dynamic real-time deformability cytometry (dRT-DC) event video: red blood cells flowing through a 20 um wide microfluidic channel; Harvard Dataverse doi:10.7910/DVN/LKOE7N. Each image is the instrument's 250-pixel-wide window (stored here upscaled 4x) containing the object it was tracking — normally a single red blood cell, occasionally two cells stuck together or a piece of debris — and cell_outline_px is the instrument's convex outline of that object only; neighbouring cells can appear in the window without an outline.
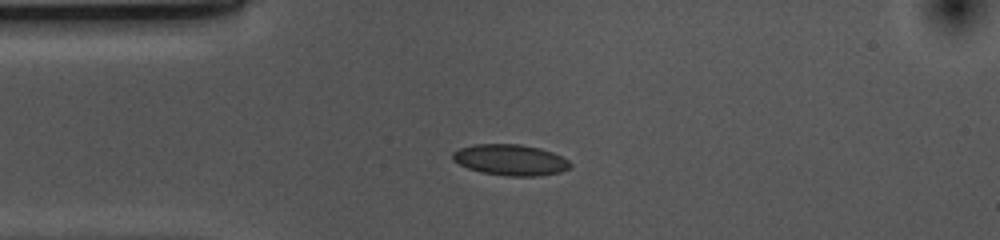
{"species": "common noctule bat (a hibernating species)", "species_latin": "Nyctalus noctula", "temperature_condition": "cold", "stored_images_in_passage": 42, "camera_frame_rate_fps": 3000, "um_per_image_px": 0.085, "animal": {"sex": "female", "body_mass_g": 10.0, "forearm_length_mm": 53.1}, "frame": {"image": 1, "passage_image": 1, "time_ms": 0.0, "image_size_px": [1000, 240], "cell_outline_px": [[572, 164], [568, 168], [560, 172], [536, 176], [508, 176], [480, 172], [468, 168], [452, 160], [452, 152], [460, 148], [472, 144], [520, 144], [540, 148], [552, 152], [568, 160]], "centroid_in_image_um": [43.36, 13.58], "position_along_channel_um": 41.6, "area_um2": 21.21}}
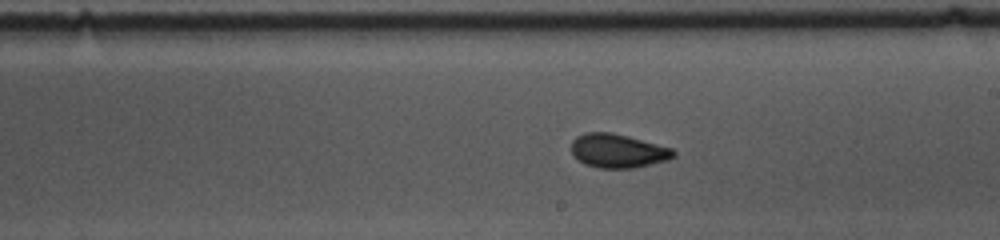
{"frame": {"image": 2, "passage_image": 18, "time_ms": 5.667, "image_size_px": [1000, 240], "cell_outline_px": [[676, 156], [668, 160], [636, 168], [600, 168], [584, 164], [572, 156], [572, 140], [576, 136], [584, 132], [612, 132], [628, 136], [672, 148], [676, 152]], "centroid_in_image_um": [52.51, 12.82], "position_along_channel_um": 236.5, "area_um2": 20.4}}
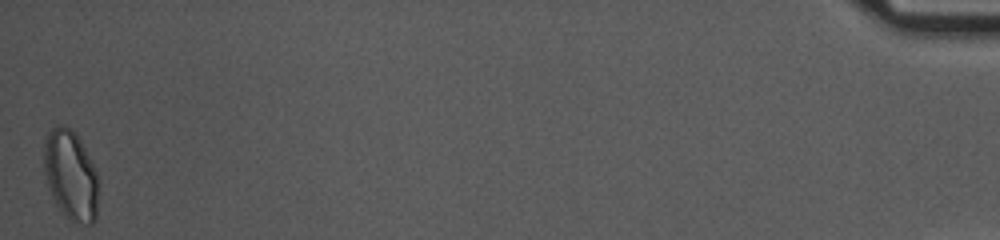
{"frame": {"image": 3, "passage_image": 42, "time_ms": 13.667, "image_size_px": [1000, 240], "cell_outline_px": [[96, 220], [92, 224], [88, 224], [68, 220], [64, 216], [56, 204], [52, 196], [44, 172], [44, 140], [48, 132], [56, 124], [64, 124], [80, 140], [96, 172]], "centroid_in_image_um": [5.97, 14.89], "position_along_channel_um": 429.2, "area_um2": 28.03}, "authors_computed_cell_mechanics": {"area_um2": 20.1433, "velocity_mm_per_s": 3.6811, "shape_relaxation_time_tau1_ms": 9.755, "shape_relaxation_time_tau2_ms": 1.6938, "deformation_change_tau1": 0.1459, "deformation_change_tau2": 0.0479}}